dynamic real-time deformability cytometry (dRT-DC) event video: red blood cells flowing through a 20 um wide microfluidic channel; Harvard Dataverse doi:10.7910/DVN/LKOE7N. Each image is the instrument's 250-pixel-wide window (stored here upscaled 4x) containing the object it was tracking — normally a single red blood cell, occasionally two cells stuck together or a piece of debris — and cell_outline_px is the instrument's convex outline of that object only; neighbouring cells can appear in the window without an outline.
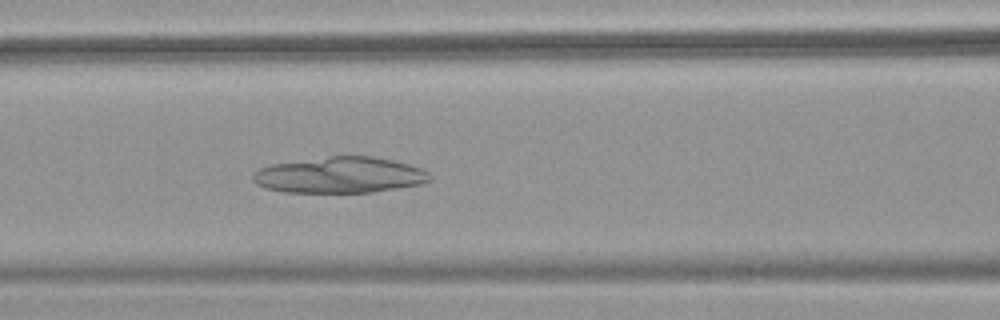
{"species": "common noctule bat (a hibernating species)", "species_latin": "Nyctalus noctula", "temperature_condition": "warm", "stored_images_in_passage": 54, "camera_frame_rate_fps": 3000, "um_per_image_px": 0.085, "animal": {"sex": "female", "body_mass_g": 18.4}, "frame": {"image": 1, "passage_image": 23, "time_ms": 7.333, "image_size_px": [1000, 320], "cell_outline_px": [[432, 180], [420, 184], [372, 192], [284, 192], [264, 188], [256, 184], [252, 180], [252, 172], [260, 168], [272, 164], [328, 156], [372, 156], [392, 160], [408, 164], [420, 168], [428, 172], [432, 176]], "centroid_in_image_um": [28.86, 14.88], "position_along_channel_um": 137.7, "area_um2": 37.17}}
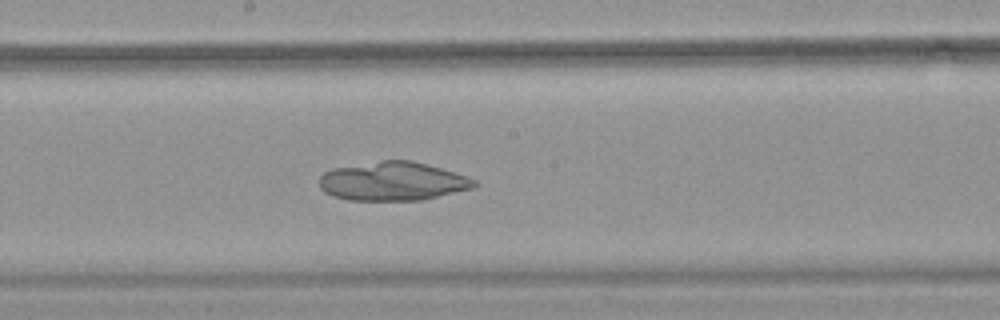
{"frame": {"image": 2, "passage_image": 29, "time_ms": 9.333, "image_size_px": [1000, 320], "cell_outline_px": [[480, 184], [476, 188], [420, 200], [348, 200], [332, 196], [324, 192], [320, 188], [320, 176], [324, 172], [332, 168], [384, 160], [412, 160], [468, 176], [476, 180]], "centroid_in_image_um": [33.41, 15.41], "position_along_channel_um": 214.8, "area_um2": 35.14}}
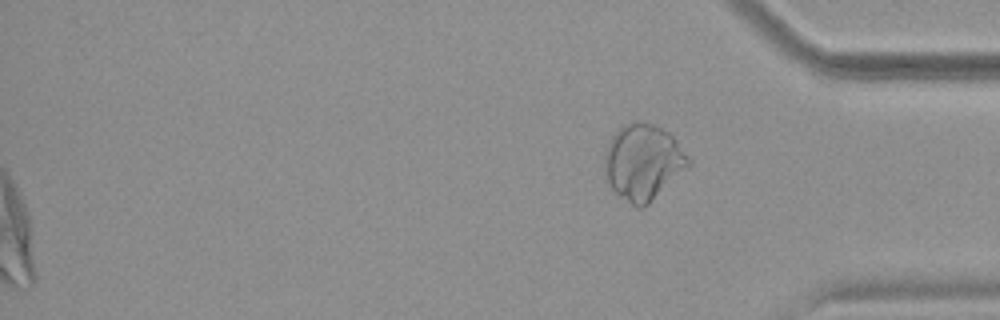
{"frame": {"image": 3, "passage_image": 54, "time_ms": 17.667, "image_size_px": [1000, 320], "cell_outline_px": [[692, 164], [644, 208], [636, 208], [620, 196], [612, 188], [604, 172], [604, 152], [612, 136], [624, 124], [636, 120], [640, 120], [652, 124], [668, 132], [676, 140], [692, 160]], "centroid_in_image_um": [54.67, 13.77], "position_along_channel_um": 380.5, "area_um2": 37.17}}